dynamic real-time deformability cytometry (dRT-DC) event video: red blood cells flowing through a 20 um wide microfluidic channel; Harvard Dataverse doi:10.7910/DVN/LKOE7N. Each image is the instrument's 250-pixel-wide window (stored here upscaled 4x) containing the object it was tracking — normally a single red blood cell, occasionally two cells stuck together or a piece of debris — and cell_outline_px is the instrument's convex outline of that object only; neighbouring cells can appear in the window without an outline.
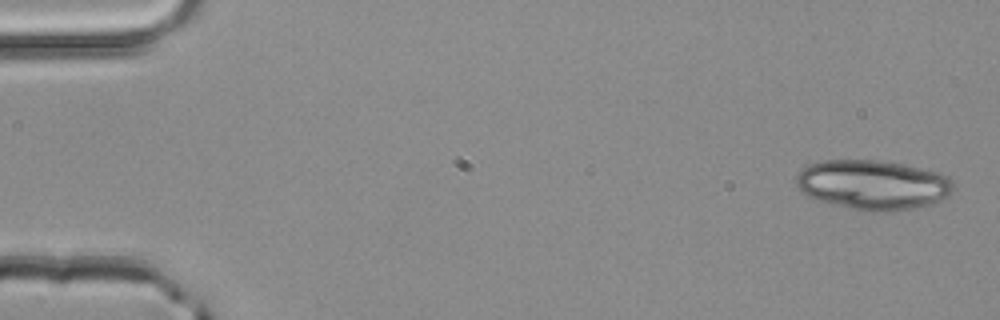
{"species": "common noctule bat (a hibernating species)", "species_latin": "Nyctalus noctula", "temperature_condition": "room temperature", "stored_images_in_passage": 4, "camera_frame_rate_fps": 3000, "um_per_image_px": 0.085, "animal": {"sex": "male", "body_mass_g": 20.4}, "frame": {"image": 1, "passage_image": 1, "time_ms": 0.0, "image_size_px": [1000, 320], "cell_outline_px": [[952, 192], [948, 196], [932, 204], [916, 208], [884, 212], [868, 212], [848, 208], [820, 200], [808, 196], [796, 184], [796, 176], [808, 164], [820, 160], [884, 160], [904, 164], [940, 172], [948, 176], [952, 180]], "centroid_in_image_um": [74.23, 15.7], "position_along_channel_um": 10.8, "area_um2": 45.78}}